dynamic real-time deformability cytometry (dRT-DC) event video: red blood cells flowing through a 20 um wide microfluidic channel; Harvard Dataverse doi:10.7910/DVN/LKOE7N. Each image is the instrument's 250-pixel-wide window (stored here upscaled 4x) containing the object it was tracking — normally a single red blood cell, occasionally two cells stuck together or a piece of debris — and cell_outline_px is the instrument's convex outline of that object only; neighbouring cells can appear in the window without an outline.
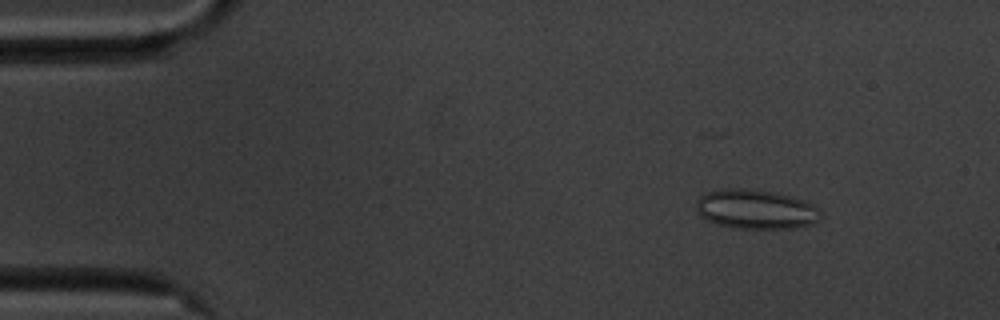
{"species": "common noctule bat (a hibernating species)", "species_latin": "Nyctalus noctula", "temperature_condition": "cold", "stored_images_in_passage": 53, "segment_of_instrument_passage": [1, 2], "camera_frame_rate_fps": 3000, "um_per_image_px": 0.085, "animal": {"sex": "male", "body_mass_g": 20.1, "forearm_length_mm": 53.5}, "frame": {"image": 1, "passage_image": 5, "time_ms": 1.333, "image_size_px": [1000, 320], "cell_outline_px": [[820, 220], [808, 224], [792, 228], [736, 228], [720, 224], [708, 220], [700, 216], [696, 212], [696, 204], [700, 196], [708, 192], [720, 188], [744, 188], [768, 192], [788, 196], [800, 200], [816, 208], [820, 212]], "centroid_in_image_um": [64.16, 17.79], "position_along_channel_um": 20.8, "area_um2": 27.92}}
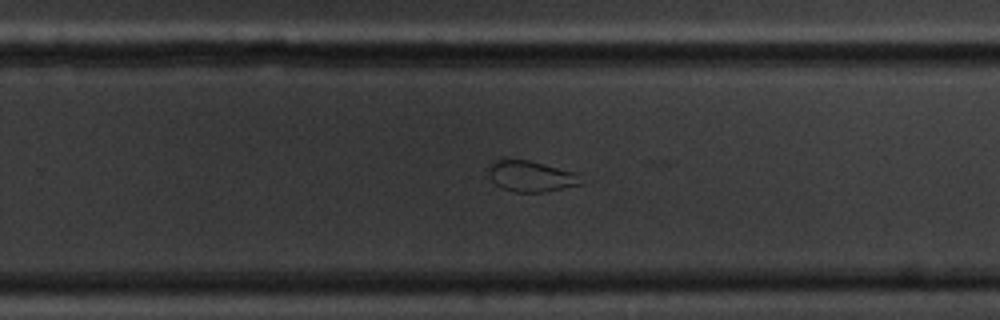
{"frame": {"image": 2, "passage_image": 34, "time_ms": 11.0, "image_size_px": [1000, 320], "cell_outline_px": [[584, 184], [544, 192], [516, 192], [504, 188], [496, 184], [492, 180], [488, 172], [488, 168], [492, 160], [528, 160], [576, 172], [584, 180]], "centroid_in_image_um": [45.18, 14.98], "position_along_channel_um": 284.6, "area_um2": 16.65}}
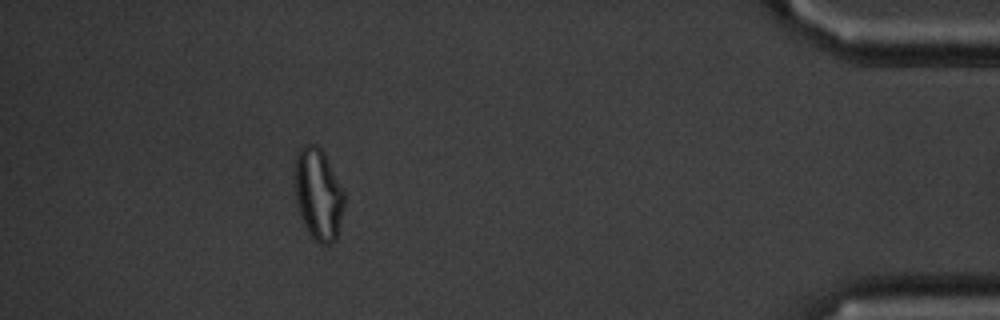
{"frame": {"image": 3, "passage_image": 49, "time_ms": 16.0, "image_size_px": [1000, 320], "cell_outline_px": [[344, 208], [336, 240], [332, 244], [320, 244], [308, 232], [304, 224], [296, 204], [296, 156], [300, 148], [308, 144], [316, 144], [324, 152], [344, 188]], "centroid_in_image_um": [27.09, 16.52], "position_along_channel_um": 408.1, "area_um2": 26.41}}